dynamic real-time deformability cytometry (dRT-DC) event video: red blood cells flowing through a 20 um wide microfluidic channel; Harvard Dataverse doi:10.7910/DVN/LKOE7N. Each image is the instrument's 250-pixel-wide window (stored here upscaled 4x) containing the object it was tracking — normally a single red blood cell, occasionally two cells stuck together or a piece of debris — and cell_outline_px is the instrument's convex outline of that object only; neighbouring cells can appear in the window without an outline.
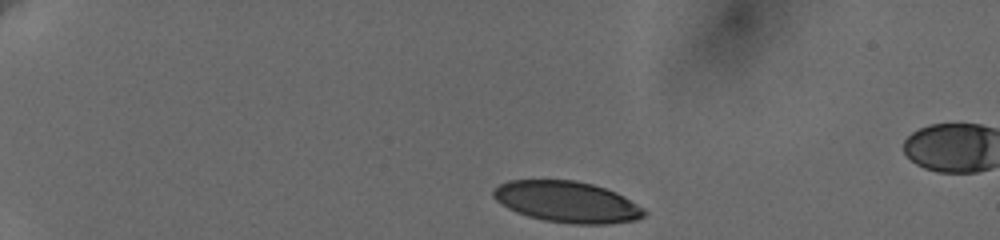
{"species": "human", "species_latin": "Homo sapiens", "temperature_condition": "cold", "stored_images_in_passage": 8, "camera_frame_rate_fps": 3000, "um_per_image_px": 0.085, "donor": {"sex": "female"}, "frame": {"image": 1, "passage_image": 1, "time_ms": 0.0, "image_size_px": [1000, 240], "cell_outline_px": [[648, 212], [644, 216], [636, 220], [604, 224], [572, 224], [544, 220], [528, 216], [516, 212], [500, 204], [492, 196], [492, 192], [500, 184], [508, 180], [576, 180], [592, 184], [616, 192], [624, 196], [644, 208]], "centroid_in_image_um": [48.2, 17.16], "position_along_channel_um": 36.8, "area_um2": 36.24}}
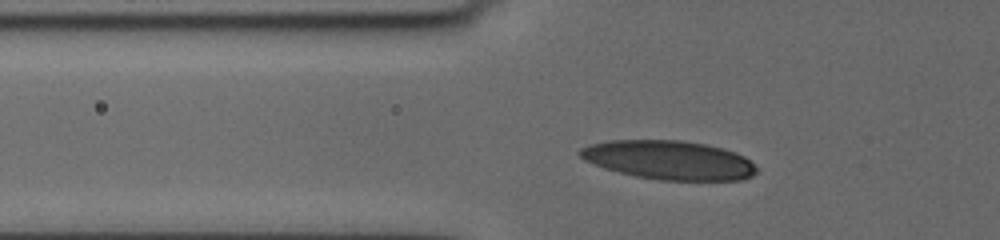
{"frame": {"image": 2, "passage_image": 7, "time_ms": 3.0, "image_size_px": [1000, 240], "cell_outline_px": [[756, 172], [752, 176], [740, 180], [660, 180], [636, 176], [604, 168], [584, 160], [576, 152], [580, 148], [592, 144], [608, 140], [680, 140], [704, 144], [736, 152], [744, 156], [756, 168]], "centroid_in_image_um": [56.83, 13.6], "position_along_channel_um": 69.0, "area_um2": 39.82}}